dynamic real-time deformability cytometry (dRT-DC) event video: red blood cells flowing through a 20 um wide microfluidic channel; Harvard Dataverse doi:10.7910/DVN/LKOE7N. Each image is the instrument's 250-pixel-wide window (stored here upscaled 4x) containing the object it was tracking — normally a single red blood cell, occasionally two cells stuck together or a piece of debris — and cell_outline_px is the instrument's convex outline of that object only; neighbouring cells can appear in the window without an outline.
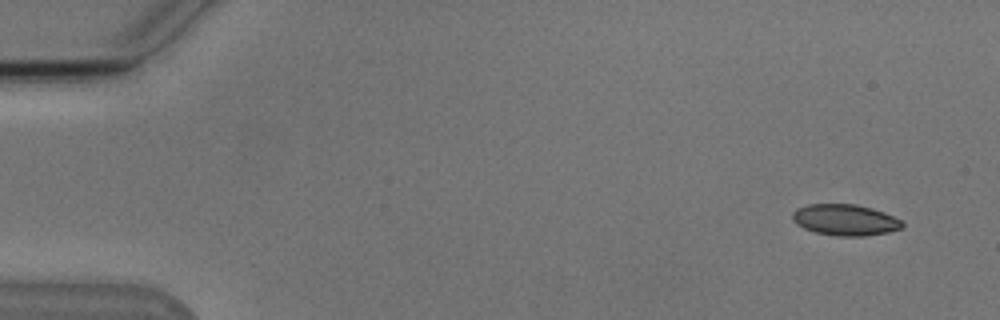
{"species": "Egyptian fruit bat (a non-hibernating species)", "species_latin": "Rousettus aegyptiacus", "temperature_condition": "cold", "stored_images_in_passage": 4, "camera_frame_rate_fps": 3000, "um_per_image_px": 0.085, "animal": {"sex": "male"}, "frame": {"image": 1, "passage_image": 1, "time_ms": 0.0, "image_size_px": [1000, 320], "cell_outline_px": [[904, 228], [888, 232], [864, 236], [836, 236], [816, 232], [804, 228], [796, 224], [792, 220], [792, 212], [796, 208], [808, 204], [856, 204], [872, 208], [884, 212], [904, 220]], "centroid_in_image_um": [71.86, 18.69], "position_along_channel_um": 13.1, "area_um2": 20.23}}
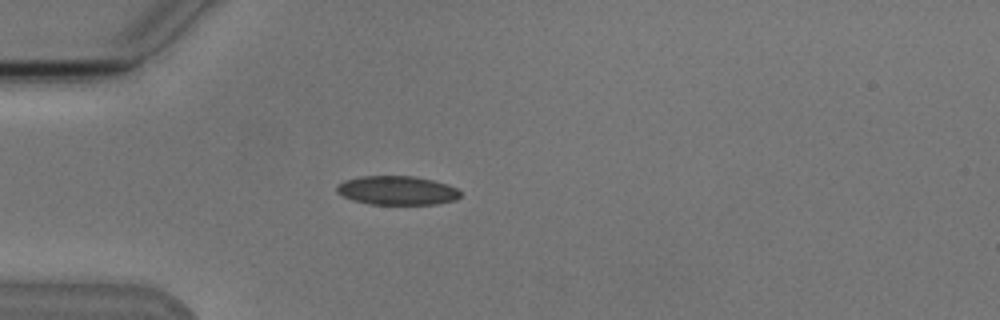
{"frame": {"image": 2, "passage_image": 4, "time_ms": 4.0, "image_size_px": [1000, 320], "cell_outline_px": [[460, 196], [456, 200], [436, 204], [368, 204], [352, 200], [336, 192], [336, 188], [344, 180], [360, 176], [412, 176], [432, 180], [448, 184], [456, 188], [460, 192]], "centroid_in_image_um": [33.75, 16.19], "position_along_channel_um": 51.3, "area_um2": 20.81}}